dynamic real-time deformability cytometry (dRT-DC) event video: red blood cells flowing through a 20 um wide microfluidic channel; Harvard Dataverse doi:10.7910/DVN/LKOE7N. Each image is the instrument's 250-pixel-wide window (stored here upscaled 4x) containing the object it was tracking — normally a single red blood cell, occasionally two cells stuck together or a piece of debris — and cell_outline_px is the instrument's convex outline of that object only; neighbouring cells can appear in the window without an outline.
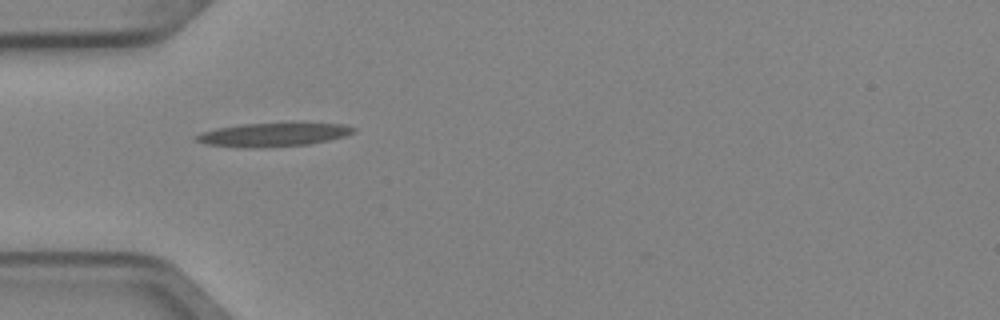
{"species": "Egyptian fruit bat (a non-hibernating species)", "species_latin": "Rousettus aegyptiacus", "temperature_condition": "cold", "stored_images_in_passage": 3, "camera_frame_rate_fps": 3000, "um_per_image_px": 0.085, "animal": {"sex": "female"}, "frame": {"image": 1, "passage_image": 1, "time_ms": 0.0, "image_size_px": [1000, 320], "cell_outline_px": [[356, 132], [344, 136], [328, 140], [308, 144], [248, 148], [208, 144], [196, 140], [192, 136], [200, 132], [216, 128], [244, 124], [344, 124], [356, 128]], "centroid_in_image_um": [23.18, 11.45], "position_along_channel_um": 61.8, "area_um2": 21.1}}
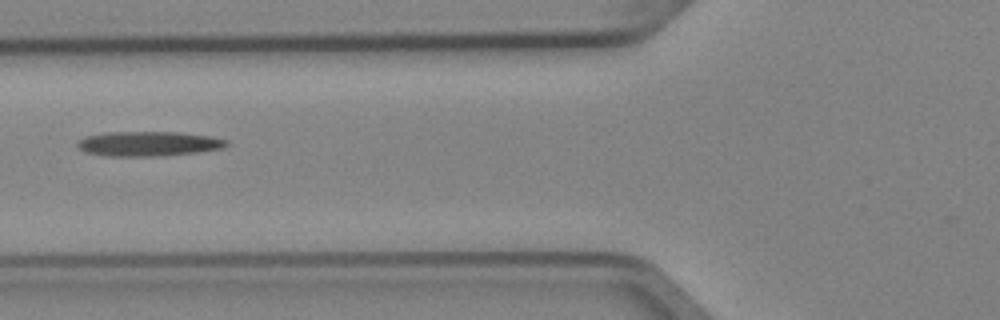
{"frame": {"image": 2, "passage_image": 2, "time_ms": 0.333, "image_size_px": [1000, 320], "cell_outline_px": [[228, 144], [224, 148], [196, 152], [156, 156], [104, 156], [84, 152], [76, 148], [76, 140], [84, 136], [108, 132], [180, 132], [212, 136], [228, 140]], "centroid_in_image_um": [12.56, 12.21], "position_along_channel_um": 113.2, "area_um2": 21.79}}
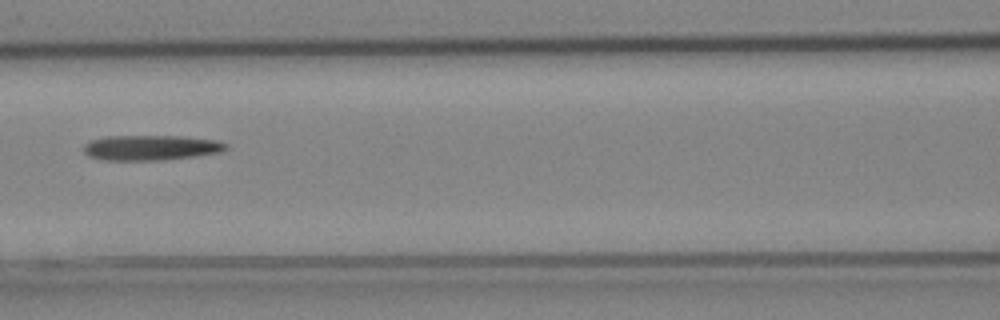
{"frame": {"image": 3, "passage_image": 3, "time_ms": 0.667, "image_size_px": [1000, 320], "cell_outline_px": [[228, 148], [220, 152], [196, 156], [160, 160], [104, 160], [88, 156], [84, 152], [84, 144], [92, 140], [104, 136], [180, 136], [216, 140], [228, 144]], "centroid_in_image_um": [12.82, 12.55], "position_along_channel_um": 153.8, "area_um2": 20.87}}